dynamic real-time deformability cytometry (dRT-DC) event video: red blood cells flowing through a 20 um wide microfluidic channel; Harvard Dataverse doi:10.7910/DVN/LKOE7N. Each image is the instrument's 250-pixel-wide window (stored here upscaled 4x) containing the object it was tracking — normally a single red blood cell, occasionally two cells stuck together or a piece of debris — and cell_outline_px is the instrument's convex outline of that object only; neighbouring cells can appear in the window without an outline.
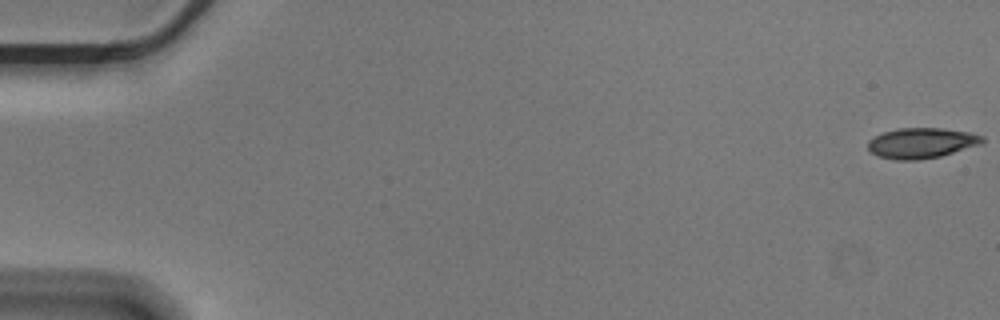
{"species": "Egyptian fruit bat (a non-hibernating species)", "species_latin": "Rousettus aegyptiacus", "temperature_condition": "cold", "stored_images_in_passage": 54, "camera_frame_rate_fps": 3000, "um_per_image_px": 0.085, "animal": {"sex": "male"}, "frame": {"image": 1, "passage_image": 1, "time_ms": 0.0, "image_size_px": [1000, 320], "cell_outline_px": [[984, 144], [940, 156], [920, 160], [896, 160], [880, 156], [872, 152], [868, 148], [868, 140], [884, 132], [900, 128], [944, 128], [968, 132], [984, 136]], "centroid_in_image_um": [78.38, 12.16], "position_along_channel_um": 6.6, "area_um2": 20.29}}
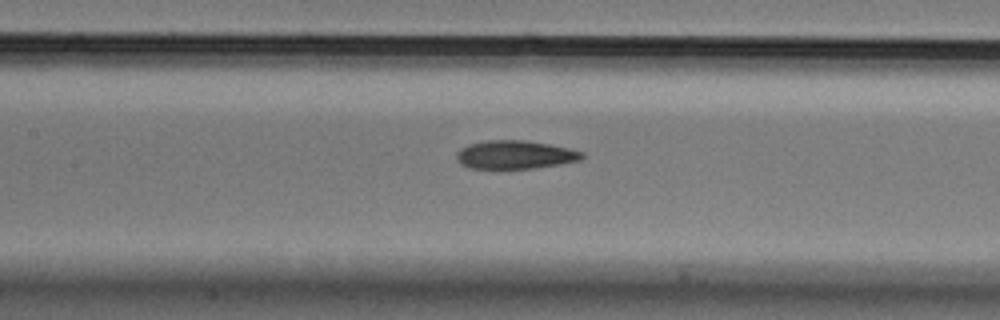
{"frame": {"image": 2, "passage_image": 27, "time_ms": 8.667, "image_size_px": [1000, 320], "cell_outline_px": [[584, 156], [580, 160], [560, 164], [536, 168], [468, 168], [460, 164], [456, 160], [456, 152], [460, 148], [468, 144], [484, 140], [528, 140], [568, 148], [584, 152]], "centroid_in_image_um": [43.74, 13.14], "position_along_channel_um": 163.7, "area_um2": 20.92}}
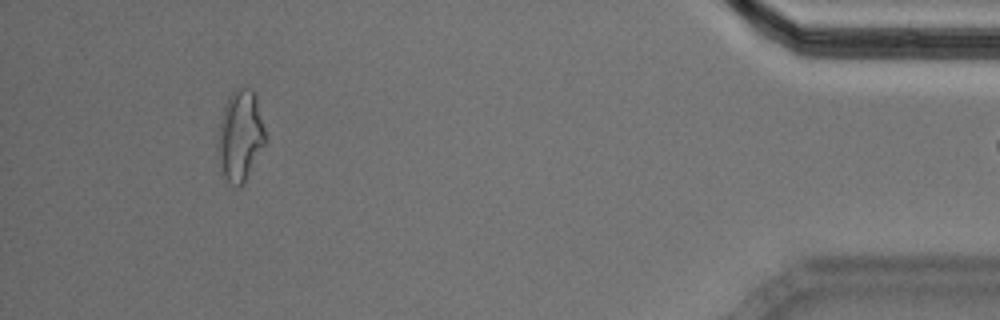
{"frame": {"image": 3, "passage_image": 53, "time_ms": 17.333, "image_size_px": [1000, 320], "cell_outline_px": [[264, 144], [244, 184], [240, 188], [236, 188], [224, 184], [216, 152], [216, 144], [224, 104], [228, 96], [236, 88], [252, 88], [256, 96], [264, 128]], "centroid_in_image_um": [20.36, 11.62], "position_along_channel_um": 414.8, "area_um2": 25.66}}